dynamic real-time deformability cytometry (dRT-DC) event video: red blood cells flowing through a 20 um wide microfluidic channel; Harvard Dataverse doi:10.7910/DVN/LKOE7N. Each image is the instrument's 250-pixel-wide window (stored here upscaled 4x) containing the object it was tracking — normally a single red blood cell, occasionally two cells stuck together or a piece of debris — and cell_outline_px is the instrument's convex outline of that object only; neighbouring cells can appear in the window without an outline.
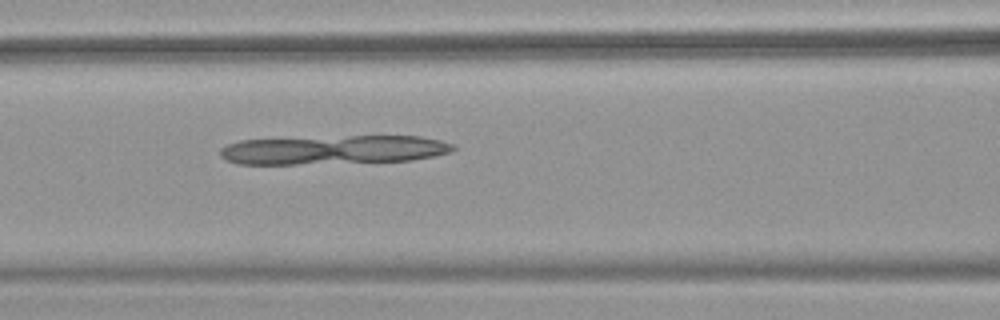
{"species": "common noctule bat (a hibernating species)", "species_latin": "Nyctalus noctula", "temperature_condition": "warm", "stored_images_in_passage": 36, "camera_frame_rate_fps": 3000, "um_per_image_px": 0.085, "animal": {"sex": "female", "body_mass_g": 18.4}, "frame": {"image": 1, "passage_image": 10, "time_ms": 3.0, "image_size_px": [1000, 320], "cell_outline_px": [[456, 148], [452, 152], [412, 160], [296, 164], [236, 164], [224, 160], [220, 156], [220, 148], [228, 144], [240, 140], [352, 136], [420, 136], [440, 140], [452, 144]], "centroid_in_image_um": [28.32, 12.73], "position_along_channel_um": 138.3, "area_um2": 39.19}}
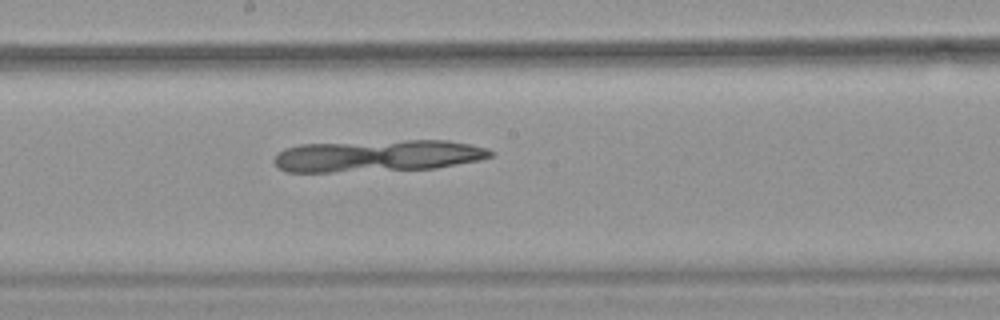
{"frame": {"image": 2, "passage_image": 16, "time_ms": 5.0, "image_size_px": [1000, 320], "cell_outline_px": [[496, 152], [492, 156], [480, 160], [436, 168], [332, 172], [284, 172], [276, 168], [272, 160], [284, 148], [300, 144], [404, 140], [448, 140], [468, 144], [484, 148]], "centroid_in_image_um": [32.06, 13.25], "position_along_channel_um": 216.1, "area_um2": 40.4}}
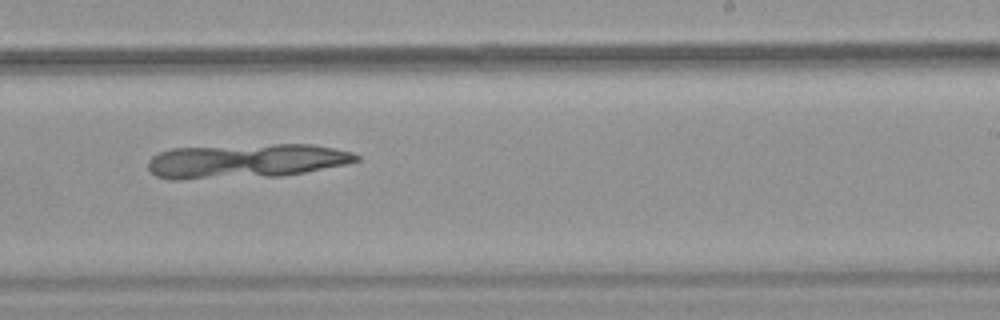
{"frame": {"image": 3, "passage_image": 20, "time_ms": 6.333, "image_size_px": [1000, 320], "cell_outline_px": [[360, 160], [344, 164], [304, 172], [280, 176], [180, 180], [172, 180], [156, 176], [148, 168], [148, 160], [152, 156], [160, 152], [172, 148], [272, 144], [312, 144], [352, 152], [360, 156]], "centroid_in_image_um": [20.86, 13.69], "position_along_channel_um": 268.1, "area_um2": 41.73}}